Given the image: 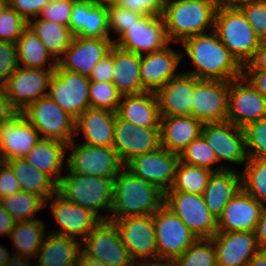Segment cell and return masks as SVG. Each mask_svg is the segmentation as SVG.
<instances>
[{"instance_id": "1", "label": "cell", "mask_w": 266, "mask_h": 266, "mask_svg": "<svg viewBox=\"0 0 266 266\" xmlns=\"http://www.w3.org/2000/svg\"><path fill=\"white\" fill-rule=\"evenodd\" d=\"M184 39L181 43L198 79L231 81L243 76V66L222 44L214 30Z\"/></svg>"}, {"instance_id": "2", "label": "cell", "mask_w": 266, "mask_h": 266, "mask_svg": "<svg viewBox=\"0 0 266 266\" xmlns=\"http://www.w3.org/2000/svg\"><path fill=\"white\" fill-rule=\"evenodd\" d=\"M165 202V193L145 179L133 175L125 167L115 176L113 206L109 221L153 215Z\"/></svg>"}, {"instance_id": "3", "label": "cell", "mask_w": 266, "mask_h": 266, "mask_svg": "<svg viewBox=\"0 0 266 266\" xmlns=\"http://www.w3.org/2000/svg\"><path fill=\"white\" fill-rule=\"evenodd\" d=\"M216 0H167L163 12L169 41L184 39L214 30Z\"/></svg>"}, {"instance_id": "4", "label": "cell", "mask_w": 266, "mask_h": 266, "mask_svg": "<svg viewBox=\"0 0 266 266\" xmlns=\"http://www.w3.org/2000/svg\"><path fill=\"white\" fill-rule=\"evenodd\" d=\"M66 172L57 184V193L66 201L90 210L101 221H109L114 178ZM100 209L107 210L108 216L100 215Z\"/></svg>"}, {"instance_id": "5", "label": "cell", "mask_w": 266, "mask_h": 266, "mask_svg": "<svg viewBox=\"0 0 266 266\" xmlns=\"http://www.w3.org/2000/svg\"><path fill=\"white\" fill-rule=\"evenodd\" d=\"M214 31L242 66L253 58L260 43L253 27L236 5L217 7Z\"/></svg>"}, {"instance_id": "6", "label": "cell", "mask_w": 266, "mask_h": 266, "mask_svg": "<svg viewBox=\"0 0 266 266\" xmlns=\"http://www.w3.org/2000/svg\"><path fill=\"white\" fill-rule=\"evenodd\" d=\"M21 112L34 126L40 138L53 139L68 145L76 135L75 119L48 96L30 103Z\"/></svg>"}, {"instance_id": "7", "label": "cell", "mask_w": 266, "mask_h": 266, "mask_svg": "<svg viewBox=\"0 0 266 266\" xmlns=\"http://www.w3.org/2000/svg\"><path fill=\"white\" fill-rule=\"evenodd\" d=\"M158 260L174 261L193 245L198 237L163 205L153 214Z\"/></svg>"}, {"instance_id": "8", "label": "cell", "mask_w": 266, "mask_h": 266, "mask_svg": "<svg viewBox=\"0 0 266 266\" xmlns=\"http://www.w3.org/2000/svg\"><path fill=\"white\" fill-rule=\"evenodd\" d=\"M68 147L71 148V154L66 160V169L69 172L115 178L124 168L113 147L91 146L84 143L77 145L74 139Z\"/></svg>"}, {"instance_id": "9", "label": "cell", "mask_w": 266, "mask_h": 266, "mask_svg": "<svg viewBox=\"0 0 266 266\" xmlns=\"http://www.w3.org/2000/svg\"><path fill=\"white\" fill-rule=\"evenodd\" d=\"M164 205L178 216L198 239L212 238L217 233V219L206 207L202 195L167 191Z\"/></svg>"}, {"instance_id": "10", "label": "cell", "mask_w": 266, "mask_h": 266, "mask_svg": "<svg viewBox=\"0 0 266 266\" xmlns=\"http://www.w3.org/2000/svg\"><path fill=\"white\" fill-rule=\"evenodd\" d=\"M81 250L106 266H135L111 221H101L81 242Z\"/></svg>"}, {"instance_id": "11", "label": "cell", "mask_w": 266, "mask_h": 266, "mask_svg": "<svg viewBox=\"0 0 266 266\" xmlns=\"http://www.w3.org/2000/svg\"><path fill=\"white\" fill-rule=\"evenodd\" d=\"M89 87L88 76L64 71L57 66L49 80L47 96L76 119L90 107Z\"/></svg>"}, {"instance_id": "12", "label": "cell", "mask_w": 266, "mask_h": 266, "mask_svg": "<svg viewBox=\"0 0 266 266\" xmlns=\"http://www.w3.org/2000/svg\"><path fill=\"white\" fill-rule=\"evenodd\" d=\"M111 222L117 227L135 263L158 260L153 215L131 216Z\"/></svg>"}, {"instance_id": "13", "label": "cell", "mask_w": 266, "mask_h": 266, "mask_svg": "<svg viewBox=\"0 0 266 266\" xmlns=\"http://www.w3.org/2000/svg\"><path fill=\"white\" fill-rule=\"evenodd\" d=\"M228 100L229 81L195 77L191 116L203 124L227 121Z\"/></svg>"}, {"instance_id": "14", "label": "cell", "mask_w": 266, "mask_h": 266, "mask_svg": "<svg viewBox=\"0 0 266 266\" xmlns=\"http://www.w3.org/2000/svg\"><path fill=\"white\" fill-rule=\"evenodd\" d=\"M266 118V98L244 77L229 81L227 121L236 127Z\"/></svg>"}, {"instance_id": "15", "label": "cell", "mask_w": 266, "mask_h": 266, "mask_svg": "<svg viewBox=\"0 0 266 266\" xmlns=\"http://www.w3.org/2000/svg\"><path fill=\"white\" fill-rule=\"evenodd\" d=\"M170 43L162 16H143L114 40L117 47L139 55L161 50Z\"/></svg>"}, {"instance_id": "16", "label": "cell", "mask_w": 266, "mask_h": 266, "mask_svg": "<svg viewBox=\"0 0 266 266\" xmlns=\"http://www.w3.org/2000/svg\"><path fill=\"white\" fill-rule=\"evenodd\" d=\"M179 162V154L160 147L134 157L124 167L133 175L149 181L165 193L173 185Z\"/></svg>"}, {"instance_id": "17", "label": "cell", "mask_w": 266, "mask_h": 266, "mask_svg": "<svg viewBox=\"0 0 266 266\" xmlns=\"http://www.w3.org/2000/svg\"><path fill=\"white\" fill-rule=\"evenodd\" d=\"M160 147V128L139 127L116 114L113 148L124 166L134 157Z\"/></svg>"}, {"instance_id": "18", "label": "cell", "mask_w": 266, "mask_h": 266, "mask_svg": "<svg viewBox=\"0 0 266 266\" xmlns=\"http://www.w3.org/2000/svg\"><path fill=\"white\" fill-rule=\"evenodd\" d=\"M201 135L215 152L218 163L224 160L243 165L248 161L243 128L230 121L204 123Z\"/></svg>"}, {"instance_id": "19", "label": "cell", "mask_w": 266, "mask_h": 266, "mask_svg": "<svg viewBox=\"0 0 266 266\" xmlns=\"http://www.w3.org/2000/svg\"><path fill=\"white\" fill-rule=\"evenodd\" d=\"M56 67L48 69L19 66L10 76L4 90L12 104L21 112L30 103L47 96L49 80Z\"/></svg>"}, {"instance_id": "20", "label": "cell", "mask_w": 266, "mask_h": 266, "mask_svg": "<svg viewBox=\"0 0 266 266\" xmlns=\"http://www.w3.org/2000/svg\"><path fill=\"white\" fill-rule=\"evenodd\" d=\"M114 45L111 38H83L74 36L70 47L57 60V66L64 70L88 76L97 62L110 52Z\"/></svg>"}, {"instance_id": "21", "label": "cell", "mask_w": 266, "mask_h": 266, "mask_svg": "<svg viewBox=\"0 0 266 266\" xmlns=\"http://www.w3.org/2000/svg\"><path fill=\"white\" fill-rule=\"evenodd\" d=\"M50 208L59 226L53 234L73 237L81 242L101 222L90 210L66 201L58 193L50 196Z\"/></svg>"}, {"instance_id": "22", "label": "cell", "mask_w": 266, "mask_h": 266, "mask_svg": "<svg viewBox=\"0 0 266 266\" xmlns=\"http://www.w3.org/2000/svg\"><path fill=\"white\" fill-rule=\"evenodd\" d=\"M39 139L34 126L19 112L0 125V161L24 158Z\"/></svg>"}, {"instance_id": "23", "label": "cell", "mask_w": 266, "mask_h": 266, "mask_svg": "<svg viewBox=\"0 0 266 266\" xmlns=\"http://www.w3.org/2000/svg\"><path fill=\"white\" fill-rule=\"evenodd\" d=\"M184 53L172 50L169 45L161 50L141 55L140 76L146 91L157 92L176 72Z\"/></svg>"}, {"instance_id": "24", "label": "cell", "mask_w": 266, "mask_h": 266, "mask_svg": "<svg viewBox=\"0 0 266 266\" xmlns=\"http://www.w3.org/2000/svg\"><path fill=\"white\" fill-rule=\"evenodd\" d=\"M263 207L264 204L241 189L217 219V232H255Z\"/></svg>"}, {"instance_id": "25", "label": "cell", "mask_w": 266, "mask_h": 266, "mask_svg": "<svg viewBox=\"0 0 266 266\" xmlns=\"http://www.w3.org/2000/svg\"><path fill=\"white\" fill-rule=\"evenodd\" d=\"M217 266H245L260 250L255 232H217L212 238Z\"/></svg>"}, {"instance_id": "26", "label": "cell", "mask_w": 266, "mask_h": 266, "mask_svg": "<svg viewBox=\"0 0 266 266\" xmlns=\"http://www.w3.org/2000/svg\"><path fill=\"white\" fill-rule=\"evenodd\" d=\"M195 76L179 73L157 92L160 117L191 116Z\"/></svg>"}, {"instance_id": "27", "label": "cell", "mask_w": 266, "mask_h": 266, "mask_svg": "<svg viewBox=\"0 0 266 266\" xmlns=\"http://www.w3.org/2000/svg\"><path fill=\"white\" fill-rule=\"evenodd\" d=\"M115 118L116 112L89 107L75 119V134L81 130L84 144L111 148Z\"/></svg>"}, {"instance_id": "28", "label": "cell", "mask_w": 266, "mask_h": 266, "mask_svg": "<svg viewBox=\"0 0 266 266\" xmlns=\"http://www.w3.org/2000/svg\"><path fill=\"white\" fill-rule=\"evenodd\" d=\"M159 127L161 147L180 154L201 135L203 123L192 116H169L160 118Z\"/></svg>"}, {"instance_id": "29", "label": "cell", "mask_w": 266, "mask_h": 266, "mask_svg": "<svg viewBox=\"0 0 266 266\" xmlns=\"http://www.w3.org/2000/svg\"><path fill=\"white\" fill-rule=\"evenodd\" d=\"M116 114L139 127L160 128L161 117L155 92L123 95Z\"/></svg>"}, {"instance_id": "30", "label": "cell", "mask_w": 266, "mask_h": 266, "mask_svg": "<svg viewBox=\"0 0 266 266\" xmlns=\"http://www.w3.org/2000/svg\"><path fill=\"white\" fill-rule=\"evenodd\" d=\"M241 189V174L234 169H224L212 173L202 196L210 213L218 219L228 202Z\"/></svg>"}, {"instance_id": "31", "label": "cell", "mask_w": 266, "mask_h": 266, "mask_svg": "<svg viewBox=\"0 0 266 266\" xmlns=\"http://www.w3.org/2000/svg\"><path fill=\"white\" fill-rule=\"evenodd\" d=\"M81 251L80 240L47 232L35 256V265L77 266Z\"/></svg>"}, {"instance_id": "32", "label": "cell", "mask_w": 266, "mask_h": 266, "mask_svg": "<svg viewBox=\"0 0 266 266\" xmlns=\"http://www.w3.org/2000/svg\"><path fill=\"white\" fill-rule=\"evenodd\" d=\"M140 63L141 55L113 45L112 83L122 96L140 94L146 91L141 82Z\"/></svg>"}, {"instance_id": "33", "label": "cell", "mask_w": 266, "mask_h": 266, "mask_svg": "<svg viewBox=\"0 0 266 266\" xmlns=\"http://www.w3.org/2000/svg\"><path fill=\"white\" fill-rule=\"evenodd\" d=\"M67 144L53 139L40 138L24 157L37 170L50 176L57 184L61 179Z\"/></svg>"}, {"instance_id": "34", "label": "cell", "mask_w": 266, "mask_h": 266, "mask_svg": "<svg viewBox=\"0 0 266 266\" xmlns=\"http://www.w3.org/2000/svg\"><path fill=\"white\" fill-rule=\"evenodd\" d=\"M7 163L14 171L21 191L36 194L48 206V198L57 193V183L47 174L37 170L25 158L9 160Z\"/></svg>"}, {"instance_id": "35", "label": "cell", "mask_w": 266, "mask_h": 266, "mask_svg": "<svg viewBox=\"0 0 266 266\" xmlns=\"http://www.w3.org/2000/svg\"><path fill=\"white\" fill-rule=\"evenodd\" d=\"M33 20L35 21L33 22ZM28 29L38 36L45 48L56 60L70 47L74 38L68 26L39 18L29 20Z\"/></svg>"}, {"instance_id": "36", "label": "cell", "mask_w": 266, "mask_h": 266, "mask_svg": "<svg viewBox=\"0 0 266 266\" xmlns=\"http://www.w3.org/2000/svg\"><path fill=\"white\" fill-rule=\"evenodd\" d=\"M45 223L39 219L16 222L9 237L14 255L34 258L45 237Z\"/></svg>"}, {"instance_id": "37", "label": "cell", "mask_w": 266, "mask_h": 266, "mask_svg": "<svg viewBox=\"0 0 266 266\" xmlns=\"http://www.w3.org/2000/svg\"><path fill=\"white\" fill-rule=\"evenodd\" d=\"M16 45L19 66L46 69V63H49L50 67H57V60L45 48L38 36L28 28L19 37ZM48 58H51L53 61H50Z\"/></svg>"}, {"instance_id": "38", "label": "cell", "mask_w": 266, "mask_h": 266, "mask_svg": "<svg viewBox=\"0 0 266 266\" xmlns=\"http://www.w3.org/2000/svg\"><path fill=\"white\" fill-rule=\"evenodd\" d=\"M213 172L204 167L179 162L173 185L168 191L202 195Z\"/></svg>"}, {"instance_id": "39", "label": "cell", "mask_w": 266, "mask_h": 266, "mask_svg": "<svg viewBox=\"0 0 266 266\" xmlns=\"http://www.w3.org/2000/svg\"><path fill=\"white\" fill-rule=\"evenodd\" d=\"M0 204L16 222L36 219V213L45 208V201L40 196L26 191L2 198Z\"/></svg>"}, {"instance_id": "40", "label": "cell", "mask_w": 266, "mask_h": 266, "mask_svg": "<svg viewBox=\"0 0 266 266\" xmlns=\"http://www.w3.org/2000/svg\"><path fill=\"white\" fill-rule=\"evenodd\" d=\"M241 174L242 190L266 204V158L248 159Z\"/></svg>"}, {"instance_id": "41", "label": "cell", "mask_w": 266, "mask_h": 266, "mask_svg": "<svg viewBox=\"0 0 266 266\" xmlns=\"http://www.w3.org/2000/svg\"><path fill=\"white\" fill-rule=\"evenodd\" d=\"M180 162L188 165L204 167L211 171L218 172L224 169H231L230 167L217 166L212 169L215 163H218L215 152L208 145L202 135L194 139L187 147L179 154Z\"/></svg>"}, {"instance_id": "42", "label": "cell", "mask_w": 266, "mask_h": 266, "mask_svg": "<svg viewBox=\"0 0 266 266\" xmlns=\"http://www.w3.org/2000/svg\"><path fill=\"white\" fill-rule=\"evenodd\" d=\"M173 262L175 266H217L213 240L211 238L198 239Z\"/></svg>"}, {"instance_id": "43", "label": "cell", "mask_w": 266, "mask_h": 266, "mask_svg": "<svg viewBox=\"0 0 266 266\" xmlns=\"http://www.w3.org/2000/svg\"><path fill=\"white\" fill-rule=\"evenodd\" d=\"M122 95L112 82L90 81L89 102L91 108L117 112Z\"/></svg>"}, {"instance_id": "44", "label": "cell", "mask_w": 266, "mask_h": 266, "mask_svg": "<svg viewBox=\"0 0 266 266\" xmlns=\"http://www.w3.org/2000/svg\"><path fill=\"white\" fill-rule=\"evenodd\" d=\"M76 36L83 38H111L108 30L106 5H97L87 1L86 24Z\"/></svg>"}, {"instance_id": "45", "label": "cell", "mask_w": 266, "mask_h": 266, "mask_svg": "<svg viewBox=\"0 0 266 266\" xmlns=\"http://www.w3.org/2000/svg\"><path fill=\"white\" fill-rule=\"evenodd\" d=\"M243 131L248 159L266 158V118L247 124Z\"/></svg>"}, {"instance_id": "46", "label": "cell", "mask_w": 266, "mask_h": 266, "mask_svg": "<svg viewBox=\"0 0 266 266\" xmlns=\"http://www.w3.org/2000/svg\"><path fill=\"white\" fill-rule=\"evenodd\" d=\"M28 22L10 5L0 14V41L16 43Z\"/></svg>"}, {"instance_id": "47", "label": "cell", "mask_w": 266, "mask_h": 266, "mask_svg": "<svg viewBox=\"0 0 266 266\" xmlns=\"http://www.w3.org/2000/svg\"><path fill=\"white\" fill-rule=\"evenodd\" d=\"M260 40L266 39V0H243L236 4Z\"/></svg>"}, {"instance_id": "48", "label": "cell", "mask_w": 266, "mask_h": 266, "mask_svg": "<svg viewBox=\"0 0 266 266\" xmlns=\"http://www.w3.org/2000/svg\"><path fill=\"white\" fill-rule=\"evenodd\" d=\"M108 30L118 35V38L135 22L140 20L143 16L141 14L132 12L128 9L118 7L114 4L106 5Z\"/></svg>"}, {"instance_id": "49", "label": "cell", "mask_w": 266, "mask_h": 266, "mask_svg": "<svg viewBox=\"0 0 266 266\" xmlns=\"http://www.w3.org/2000/svg\"><path fill=\"white\" fill-rule=\"evenodd\" d=\"M19 67L16 43L0 41V88H4L10 76Z\"/></svg>"}, {"instance_id": "50", "label": "cell", "mask_w": 266, "mask_h": 266, "mask_svg": "<svg viewBox=\"0 0 266 266\" xmlns=\"http://www.w3.org/2000/svg\"><path fill=\"white\" fill-rule=\"evenodd\" d=\"M74 1L75 0H51L40 11L37 18L69 27Z\"/></svg>"}, {"instance_id": "51", "label": "cell", "mask_w": 266, "mask_h": 266, "mask_svg": "<svg viewBox=\"0 0 266 266\" xmlns=\"http://www.w3.org/2000/svg\"><path fill=\"white\" fill-rule=\"evenodd\" d=\"M167 0H114L113 4L142 16H162Z\"/></svg>"}, {"instance_id": "52", "label": "cell", "mask_w": 266, "mask_h": 266, "mask_svg": "<svg viewBox=\"0 0 266 266\" xmlns=\"http://www.w3.org/2000/svg\"><path fill=\"white\" fill-rule=\"evenodd\" d=\"M20 191L13 169L7 162L0 161V199Z\"/></svg>"}, {"instance_id": "53", "label": "cell", "mask_w": 266, "mask_h": 266, "mask_svg": "<svg viewBox=\"0 0 266 266\" xmlns=\"http://www.w3.org/2000/svg\"><path fill=\"white\" fill-rule=\"evenodd\" d=\"M51 0H9V5L17 11L27 22L37 18L40 11Z\"/></svg>"}, {"instance_id": "54", "label": "cell", "mask_w": 266, "mask_h": 266, "mask_svg": "<svg viewBox=\"0 0 266 266\" xmlns=\"http://www.w3.org/2000/svg\"><path fill=\"white\" fill-rule=\"evenodd\" d=\"M113 46L110 52L96 63L89 75L90 81L112 82L113 79Z\"/></svg>"}, {"instance_id": "55", "label": "cell", "mask_w": 266, "mask_h": 266, "mask_svg": "<svg viewBox=\"0 0 266 266\" xmlns=\"http://www.w3.org/2000/svg\"><path fill=\"white\" fill-rule=\"evenodd\" d=\"M87 19V0H75L70 16L69 28L76 36L85 26Z\"/></svg>"}, {"instance_id": "56", "label": "cell", "mask_w": 266, "mask_h": 266, "mask_svg": "<svg viewBox=\"0 0 266 266\" xmlns=\"http://www.w3.org/2000/svg\"><path fill=\"white\" fill-rule=\"evenodd\" d=\"M243 70L266 71V39L260 40L253 58L243 66Z\"/></svg>"}, {"instance_id": "57", "label": "cell", "mask_w": 266, "mask_h": 266, "mask_svg": "<svg viewBox=\"0 0 266 266\" xmlns=\"http://www.w3.org/2000/svg\"><path fill=\"white\" fill-rule=\"evenodd\" d=\"M19 112L8 98L4 88H0V125L12 119Z\"/></svg>"}, {"instance_id": "58", "label": "cell", "mask_w": 266, "mask_h": 266, "mask_svg": "<svg viewBox=\"0 0 266 266\" xmlns=\"http://www.w3.org/2000/svg\"><path fill=\"white\" fill-rule=\"evenodd\" d=\"M243 76L266 98V71L243 70Z\"/></svg>"}, {"instance_id": "59", "label": "cell", "mask_w": 266, "mask_h": 266, "mask_svg": "<svg viewBox=\"0 0 266 266\" xmlns=\"http://www.w3.org/2000/svg\"><path fill=\"white\" fill-rule=\"evenodd\" d=\"M255 234L259 249L266 250V205L262 209Z\"/></svg>"}, {"instance_id": "60", "label": "cell", "mask_w": 266, "mask_h": 266, "mask_svg": "<svg viewBox=\"0 0 266 266\" xmlns=\"http://www.w3.org/2000/svg\"><path fill=\"white\" fill-rule=\"evenodd\" d=\"M16 221L0 204V236H9Z\"/></svg>"}, {"instance_id": "61", "label": "cell", "mask_w": 266, "mask_h": 266, "mask_svg": "<svg viewBox=\"0 0 266 266\" xmlns=\"http://www.w3.org/2000/svg\"><path fill=\"white\" fill-rule=\"evenodd\" d=\"M30 258L12 254L10 259L3 266H34L29 262ZM37 266V265H35Z\"/></svg>"}, {"instance_id": "62", "label": "cell", "mask_w": 266, "mask_h": 266, "mask_svg": "<svg viewBox=\"0 0 266 266\" xmlns=\"http://www.w3.org/2000/svg\"><path fill=\"white\" fill-rule=\"evenodd\" d=\"M245 266H266V250H259Z\"/></svg>"}, {"instance_id": "63", "label": "cell", "mask_w": 266, "mask_h": 266, "mask_svg": "<svg viewBox=\"0 0 266 266\" xmlns=\"http://www.w3.org/2000/svg\"><path fill=\"white\" fill-rule=\"evenodd\" d=\"M77 266H106L97 259H92L91 257L85 255L82 251L80 253Z\"/></svg>"}, {"instance_id": "64", "label": "cell", "mask_w": 266, "mask_h": 266, "mask_svg": "<svg viewBox=\"0 0 266 266\" xmlns=\"http://www.w3.org/2000/svg\"><path fill=\"white\" fill-rule=\"evenodd\" d=\"M135 266H175V264L173 261L156 260V261L135 263Z\"/></svg>"}, {"instance_id": "65", "label": "cell", "mask_w": 266, "mask_h": 266, "mask_svg": "<svg viewBox=\"0 0 266 266\" xmlns=\"http://www.w3.org/2000/svg\"><path fill=\"white\" fill-rule=\"evenodd\" d=\"M12 255L9 253L8 249L3 245H0V266H3Z\"/></svg>"}, {"instance_id": "66", "label": "cell", "mask_w": 266, "mask_h": 266, "mask_svg": "<svg viewBox=\"0 0 266 266\" xmlns=\"http://www.w3.org/2000/svg\"><path fill=\"white\" fill-rule=\"evenodd\" d=\"M243 0H216V3L218 6L221 5H236L237 3L241 2Z\"/></svg>"}, {"instance_id": "67", "label": "cell", "mask_w": 266, "mask_h": 266, "mask_svg": "<svg viewBox=\"0 0 266 266\" xmlns=\"http://www.w3.org/2000/svg\"><path fill=\"white\" fill-rule=\"evenodd\" d=\"M87 1L97 5H108V4H113L114 2V0H87Z\"/></svg>"}, {"instance_id": "68", "label": "cell", "mask_w": 266, "mask_h": 266, "mask_svg": "<svg viewBox=\"0 0 266 266\" xmlns=\"http://www.w3.org/2000/svg\"><path fill=\"white\" fill-rule=\"evenodd\" d=\"M9 5V0H0V14L5 10Z\"/></svg>"}]
</instances>
